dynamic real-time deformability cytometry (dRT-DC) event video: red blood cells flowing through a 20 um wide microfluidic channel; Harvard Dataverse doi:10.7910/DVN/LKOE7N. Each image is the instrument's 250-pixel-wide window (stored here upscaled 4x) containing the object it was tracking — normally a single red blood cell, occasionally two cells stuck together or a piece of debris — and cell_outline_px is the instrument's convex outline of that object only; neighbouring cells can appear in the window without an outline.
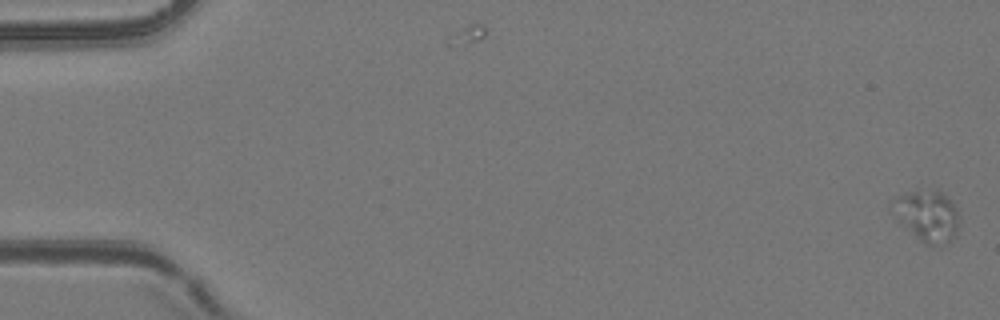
{"species": "common noctule bat (a hibernating species)", "species_latin": "Nyctalus noctula", "temperature_condition": "room temperature", "stored_images_in_passage": 5, "camera_frame_rate_fps": 3000, "um_per_image_px": 0.085, "animal": {"sex": "female", "body_mass_g": 24.6, "forearm_length_mm": 56.2}, "frame": {"image": 1, "passage_image": 1, "time_ms": 0.0, "image_size_px": [1000, 320], "cell_outline_px": [[960, 220], [956, 236], [940, 248], [924, 244], [920, 240], [908, 224], [896, 200], [896, 196], [908, 192], [940, 192], [952, 200], [960, 216]], "centroid_in_image_um": [79.08, 18.41], "position_along_channel_um": 5.9, "area_um2": 18.26}}